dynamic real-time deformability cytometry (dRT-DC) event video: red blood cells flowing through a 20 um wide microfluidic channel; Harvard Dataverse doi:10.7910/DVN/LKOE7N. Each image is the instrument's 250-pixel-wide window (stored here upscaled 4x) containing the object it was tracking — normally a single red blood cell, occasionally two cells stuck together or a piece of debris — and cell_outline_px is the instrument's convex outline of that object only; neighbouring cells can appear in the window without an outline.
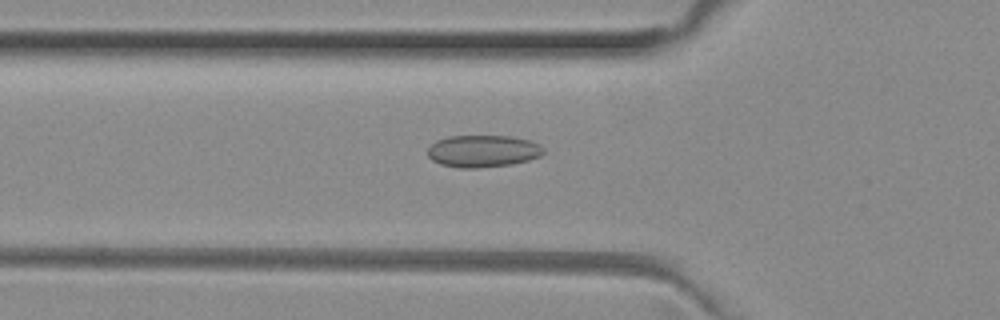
{"species": "common noctule bat (a hibernating species)", "species_latin": "Nyctalus noctula", "temperature_condition": "room temperature", "stored_images_in_passage": 50, "camera_frame_rate_fps": 3000, "um_per_image_px": 0.085, "animal": {"sex": "female", "body_mass_g": 29.2, "forearm_length_mm": 56.3}, "frame": {"image": 1, "passage_image": 17, "time_ms": 5.333, "image_size_px": [1000, 320], "cell_outline_px": [[544, 152], [540, 156], [528, 160], [512, 164], [476, 168], [460, 168], [440, 164], [432, 160], [428, 156], [428, 148], [436, 140], [448, 136], [508, 136], [528, 140], [540, 144], [544, 148]], "centroid_in_image_um": [41.04, 12.84], "position_along_channel_um": 84.8, "area_um2": 21.68}}
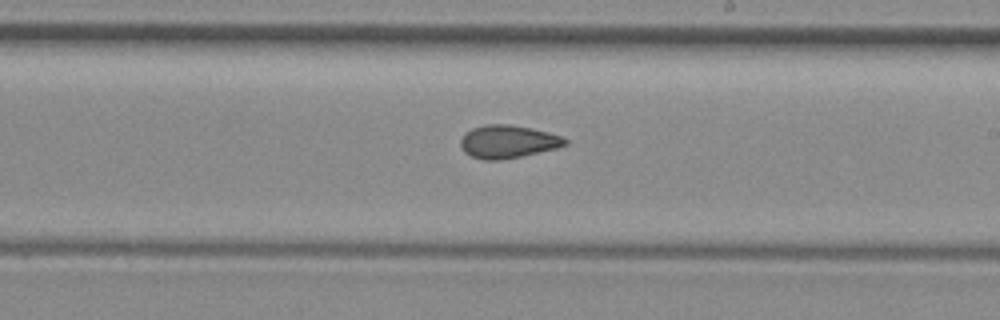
{"frame": {"image": 2, "passage_image": 29, "time_ms": 9.333, "image_size_px": [1000, 320], "cell_outline_px": [[568, 144], [556, 148], [520, 156], [500, 160], [484, 160], [472, 156], [464, 152], [460, 144], [460, 140], [472, 128], [488, 124], [508, 124], [532, 128], [548, 132], [560, 136], [568, 140]], "centroid_in_image_um": [43.17, 12.04], "position_along_channel_um": 245.8, "area_um2": 19.83}}
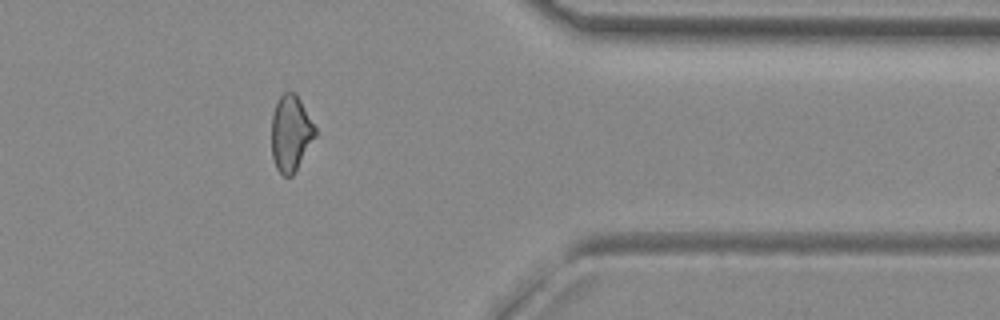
{"frame": {"image": 3, "passage_image": 41, "time_ms": 13.333, "image_size_px": [1000, 320], "cell_outline_px": [[316, 136], [292, 176], [284, 176], [276, 168], [272, 156], [272, 112], [280, 96], [284, 92], [296, 92], [316, 128]], "centroid_in_image_um": [24.71, 11.31], "position_along_channel_um": 386.7, "area_um2": 19.25}}